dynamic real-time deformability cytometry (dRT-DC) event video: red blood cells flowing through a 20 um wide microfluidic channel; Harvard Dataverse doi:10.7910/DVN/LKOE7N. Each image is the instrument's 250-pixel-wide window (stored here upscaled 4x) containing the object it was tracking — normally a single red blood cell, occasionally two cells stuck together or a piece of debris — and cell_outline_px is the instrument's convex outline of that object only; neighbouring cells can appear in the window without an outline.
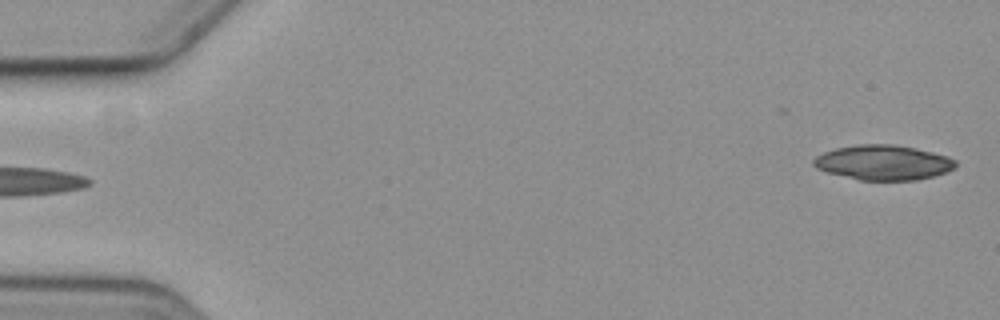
{"species": "common noctule bat (a hibernating species)", "species_latin": "Nyctalus noctula", "temperature_condition": "cold", "stored_images_in_passage": 6, "segment_of_instrument_passage": [2, 2], "camera_frame_rate_fps": 3000, "um_per_image_px": 0.085, "animal": {"sex": "female", "body_mass_g": 19.3, "forearm_length_mm": 54.1}, "frame": {"image": 1, "passage_image": 6, "time_ms": 6.0, "image_size_px": [1000, 320], "cell_outline_px": [[956, 168], [932, 176], [916, 180], [860, 180], [828, 172], [816, 168], [812, 164], [812, 160], [816, 156], [824, 152], [836, 148], [856, 144], [892, 144], [916, 148], [948, 156], [956, 160]], "centroid_in_image_um": [75.07, 13.8], "position_along_channel_um": 9.9, "area_um2": 28.84}}